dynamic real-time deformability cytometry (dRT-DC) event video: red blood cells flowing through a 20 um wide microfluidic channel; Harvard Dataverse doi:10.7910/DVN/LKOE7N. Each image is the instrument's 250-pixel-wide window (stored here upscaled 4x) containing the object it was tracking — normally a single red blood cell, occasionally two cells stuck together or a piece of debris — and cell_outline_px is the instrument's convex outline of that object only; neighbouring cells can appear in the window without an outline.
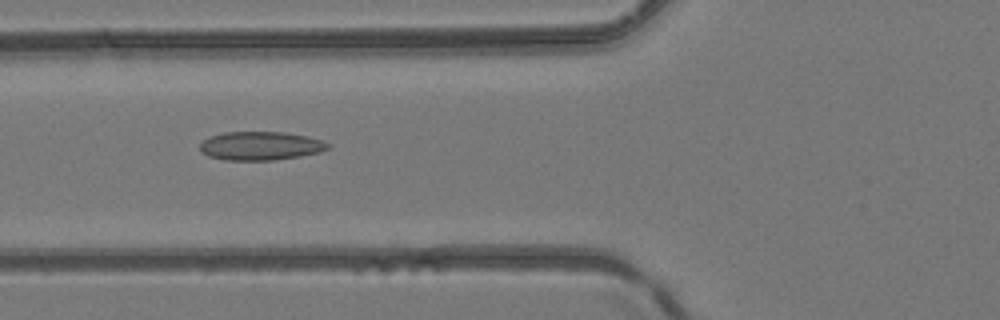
{"species": "common noctule bat (a hibernating species)", "species_latin": "Nyctalus noctula", "temperature_condition": "room temperature", "stored_images_in_passage": 29, "camera_frame_rate_fps": 3000, "um_per_image_px": 0.085, "animal": {"sex": "female", "body_mass_g": 24.6, "forearm_length_mm": 56.2}, "frame": {"image": 1, "passage_image": 3, "time_ms": 0.667, "image_size_px": [1000, 320], "cell_outline_px": [[332, 144], [328, 148], [320, 152], [300, 156], [272, 160], [224, 160], [208, 156], [200, 152], [200, 144], [208, 136], [224, 132], [284, 132], [308, 136], [324, 140]], "centroid_in_image_um": [22.15, 12.39], "position_along_channel_um": 103.7, "area_um2": 21.56}}
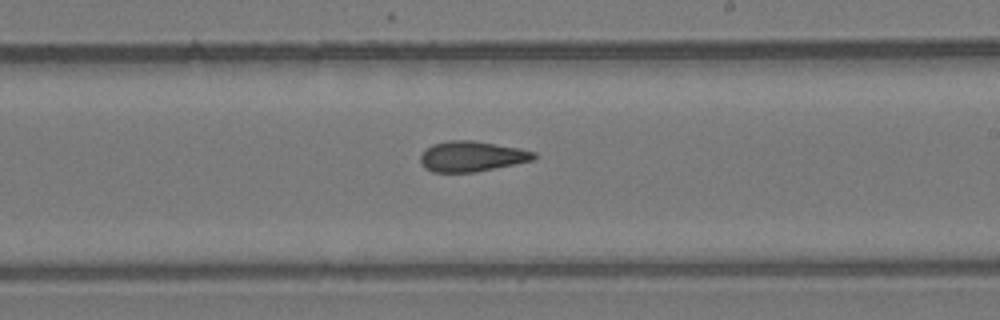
{"frame": {"image": 2, "passage_image": 13, "time_ms": 4.0, "image_size_px": [1000, 320], "cell_outline_px": [[536, 160], [476, 172], [432, 172], [424, 168], [420, 160], [420, 156], [432, 144], [448, 140], [472, 140], [520, 148], [536, 152]], "centroid_in_image_um": [40.13, 13.29], "position_along_channel_um": 248.9, "area_um2": 20.23}}
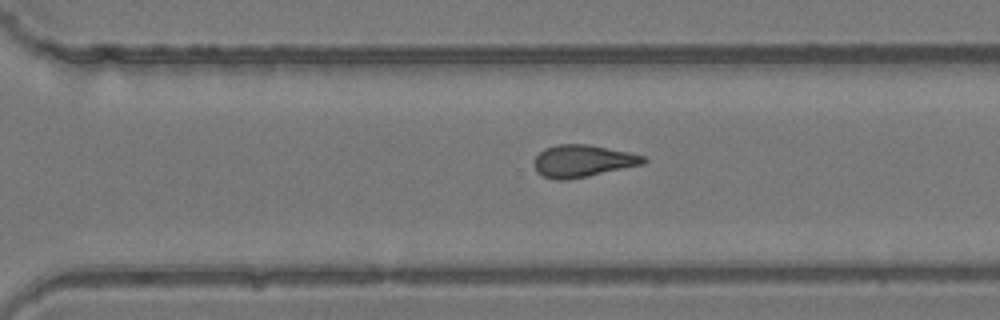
{"frame": {"image": 3, "passage_image": 18, "time_ms": 5.667, "image_size_px": [1000, 320], "cell_outline_px": [[648, 160], [644, 164], [588, 176], [568, 180], [556, 180], [544, 176], [536, 172], [536, 156], [544, 148], [556, 144], [588, 144], [628, 152], [644, 156]], "centroid_in_image_um": [49.54, 13.68], "position_along_channel_um": 321.1, "area_um2": 20.4}}